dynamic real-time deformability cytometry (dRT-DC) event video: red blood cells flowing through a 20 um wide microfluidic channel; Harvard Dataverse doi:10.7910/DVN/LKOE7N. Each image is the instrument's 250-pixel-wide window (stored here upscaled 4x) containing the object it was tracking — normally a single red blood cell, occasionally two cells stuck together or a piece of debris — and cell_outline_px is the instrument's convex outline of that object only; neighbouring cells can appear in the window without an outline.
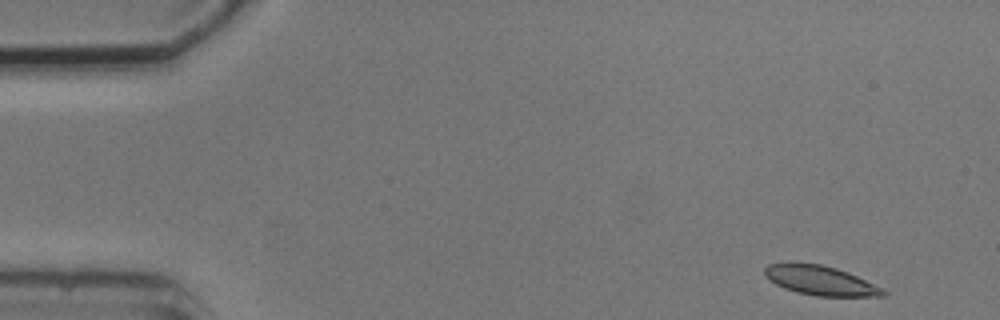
{"species": "common noctule bat (a hibernating species)", "species_latin": "Nyctalus noctula", "temperature_condition": "cold", "stored_images_in_passage": 5, "camera_frame_rate_fps": 3000, "um_per_image_px": 0.085, "animal": {"sex": "male", "body_mass_g": 20.5, "forearm_length_mm": 52.5}, "frame": {"image": 1, "passage_image": 1, "time_ms": 0.0, "image_size_px": [1000, 320], "cell_outline_px": [[888, 292], [884, 296], [816, 296], [796, 292], [784, 288], [768, 280], [764, 276], [764, 268], [768, 264], [820, 264], [836, 268], [848, 272], [884, 288]], "centroid_in_image_um": [69.76, 23.86], "position_along_channel_um": 15.2, "area_um2": 20.17}}